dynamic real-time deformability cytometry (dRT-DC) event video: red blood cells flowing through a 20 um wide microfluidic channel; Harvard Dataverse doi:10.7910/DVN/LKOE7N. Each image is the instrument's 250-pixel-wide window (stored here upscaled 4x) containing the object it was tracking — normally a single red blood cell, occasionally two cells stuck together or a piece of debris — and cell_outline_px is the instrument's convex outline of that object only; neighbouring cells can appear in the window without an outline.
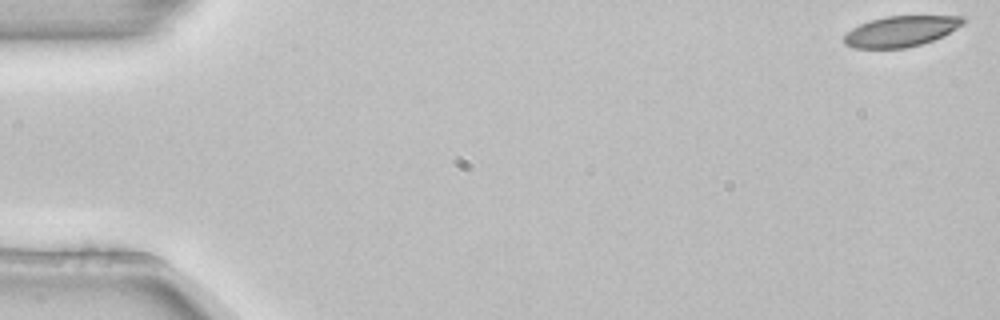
{"species": "common noctule bat (a hibernating species)", "species_latin": "Nyctalus noctula", "temperature_condition": "room temperature", "stored_images_in_passage": 5, "camera_frame_rate_fps": 3000, "um_per_image_px": 0.085, "animal": {"sex": "female", "body_mass_g": 22.7, "forearm_length_mm": 54.2}, "frame": {"image": 1, "passage_image": 1, "time_ms": 0.0, "image_size_px": [1000, 320], "cell_outline_px": [[968, 20], [964, 24], [932, 40], [920, 44], [904, 48], [856, 48], [844, 44], [844, 36], [852, 28], [860, 24], [884, 16], [964, 16]], "centroid_in_image_um": [76.58, 2.65], "position_along_channel_um": 8.4, "area_um2": 21.04}}
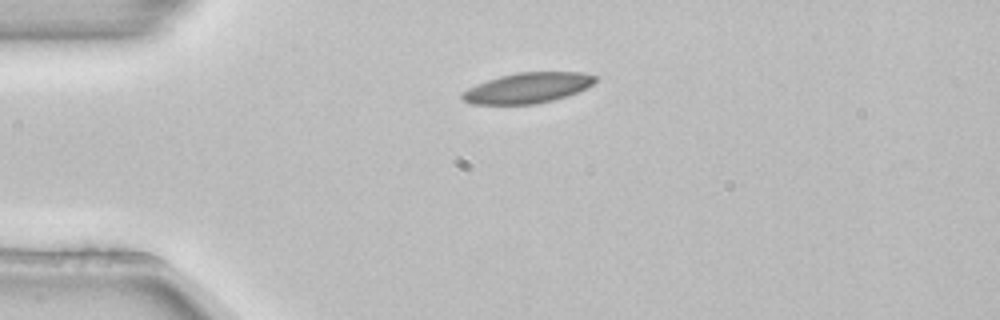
{"frame": {"image": 2, "passage_image": 4, "time_ms": 1.0, "image_size_px": [1000, 320], "cell_outline_px": [[596, 80], [588, 88], [552, 100], [536, 104], [472, 104], [464, 100], [460, 96], [468, 88], [476, 84], [500, 76], [516, 72], [580, 72], [596, 76]], "centroid_in_image_um": [44.84, 7.46], "position_along_channel_um": 40.2, "area_um2": 23.35}}
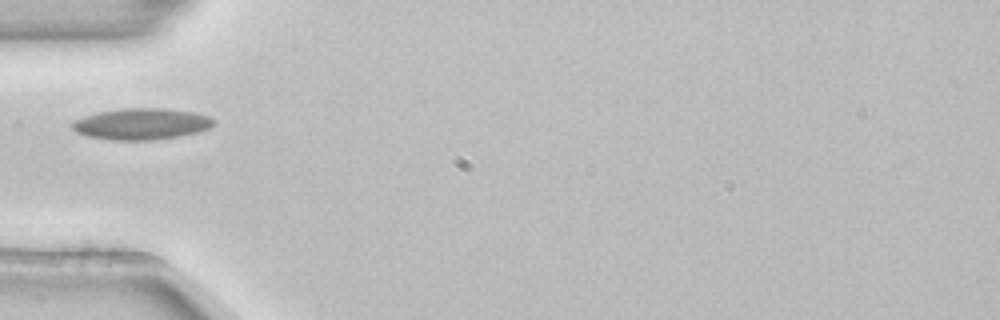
{"frame": {"image": 3, "passage_image": 5, "time_ms": 1.333, "image_size_px": [1000, 320], "cell_outline_px": [[216, 120], [208, 128], [200, 132], [152, 140], [112, 140], [88, 136], [76, 132], [68, 124], [84, 116], [100, 112], [124, 108], [164, 108], [196, 112], [208, 116]], "centroid_in_image_um": [12.02, 10.53], "position_along_channel_um": 73.0, "area_um2": 25.78}}